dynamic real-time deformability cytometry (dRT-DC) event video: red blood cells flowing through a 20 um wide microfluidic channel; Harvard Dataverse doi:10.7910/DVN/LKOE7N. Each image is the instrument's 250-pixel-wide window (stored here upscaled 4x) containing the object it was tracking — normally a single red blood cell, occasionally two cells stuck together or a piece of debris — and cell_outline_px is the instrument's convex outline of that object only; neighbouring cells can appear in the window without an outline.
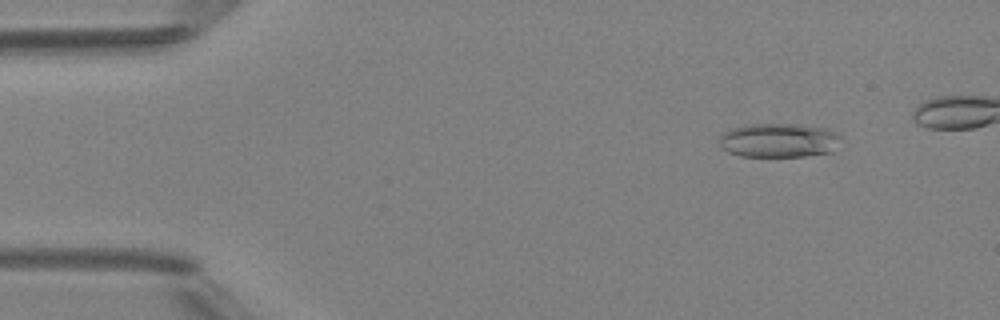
{"species": "Egyptian fruit bat (a non-hibernating species)", "species_latin": "Rousettus aegyptiacus", "temperature_condition": "room temperature", "stored_images_in_passage": 45, "camera_frame_rate_fps": 3000, "um_per_image_px": 0.085, "animal": {"sex": "female"}, "frame": {"image": 1, "passage_image": 6, "time_ms": 1.667, "image_size_px": [1000, 320], "cell_outline_px": [[844, 140], [832, 152], [804, 156], [740, 156], [728, 152], [720, 148], [720, 136], [724, 132], [732, 128], [744, 124], [800, 124], [828, 128], [844, 136]], "centroid_in_image_um": [66.27, 11.92], "position_along_channel_um": 18.7, "area_um2": 24.74}}
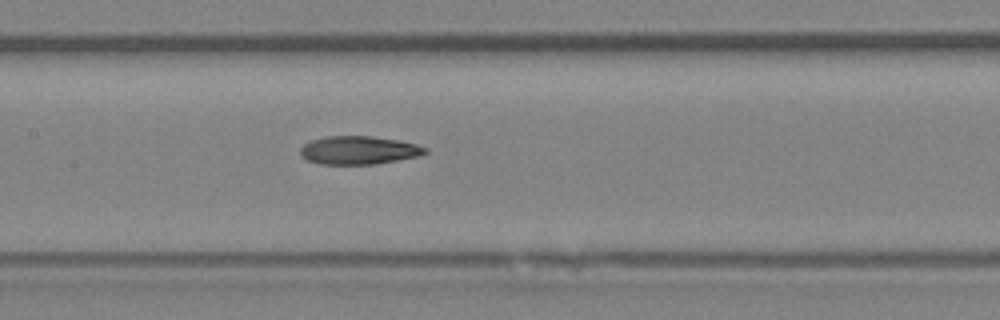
{"frame": {"image": 2, "passage_image": 24, "time_ms": 7.667, "image_size_px": [1000, 320], "cell_outline_px": [[428, 152], [420, 156], [376, 164], [320, 164], [308, 160], [300, 156], [300, 148], [304, 144], [312, 140], [324, 136], [372, 136], [400, 140], [416, 144], [428, 148]], "centroid_in_image_um": [30.51, 12.76], "position_along_channel_um": 176.9, "area_um2": 20.75}}
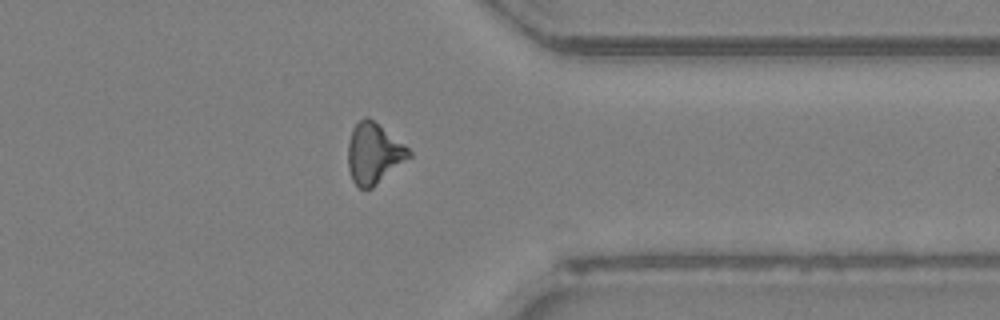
{"frame": {"image": 3, "passage_image": 39, "time_ms": 12.667, "image_size_px": [1000, 320], "cell_outline_px": [[412, 156], [372, 188], [360, 188], [352, 180], [348, 168], [348, 144], [352, 128], [364, 116], [368, 116], [404, 144], [412, 152]], "centroid_in_image_um": [31.77, 13.03], "position_along_channel_um": 379.6, "area_um2": 21.44}, "authors_computed_cell_mechanics": {"area_um2": 21.2126, "velocity_mm_per_s": 4.1953, "shape_relaxation_time_tau1_ms": 9.7042, "shape_relaxation_time_tau2_ms": 4.2543, "deformation_change_tau1": 0.2525, "deformation_change_tau2": 0.1498}}